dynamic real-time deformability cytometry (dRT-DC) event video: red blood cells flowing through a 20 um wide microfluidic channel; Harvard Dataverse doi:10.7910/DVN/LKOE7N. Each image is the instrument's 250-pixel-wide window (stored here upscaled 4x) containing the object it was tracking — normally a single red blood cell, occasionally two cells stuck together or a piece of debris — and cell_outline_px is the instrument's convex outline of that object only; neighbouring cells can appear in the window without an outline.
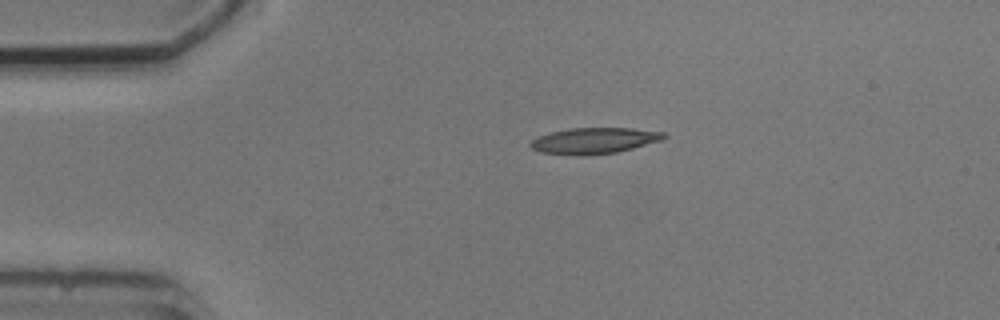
{"species": "common noctule bat (a hibernating species)", "species_latin": "Nyctalus noctula", "temperature_condition": "cold", "stored_images_in_passage": 2, "camera_frame_rate_fps": 3000, "um_per_image_px": 0.085, "animal": {"sex": "male", "body_mass_g": 20.5, "forearm_length_mm": 52.5}, "frame": {"image": 1, "passage_image": 1, "time_ms": 0.0, "image_size_px": [1000, 320], "cell_outline_px": [[668, 136], [660, 140], [632, 148], [616, 152], [580, 156], [540, 152], [532, 148], [528, 144], [532, 140], [540, 136], [552, 132], [572, 128], [632, 128], [664, 132]], "centroid_in_image_um": [50.49, 11.96], "position_along_channel_um": 34.5, "area_um2": 20.0}}